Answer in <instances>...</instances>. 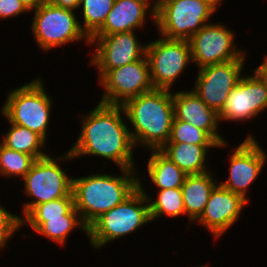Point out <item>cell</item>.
<instances>
[{
	"mask_svg": "<svg viewBox=\"0 0 267 267\" xmlns=\"http://www.w3.org/2000/svg\"><path fill=\"white\" fill-rule=\"evenodd\" d=\"M148 0H115L104 24L92 36H105L134 31L145 23Z\"/></svg>",
	"mask_w": 267,
	"mask_h": 267,
	"instance_id": "18",
	"label": "cell"
},
{
	"mask_svg": "<svg viewBox=\"0 0 267 267\" xmlns=\"http://www.w3.org/2000/svg\"><path fill=\"white\" fill-rule=\"evenodd\" d=\"M248 202L241 195L217 184L211 191L205 209L197 220L215 236L214 238H219L234 224Z\"/></svg>",
	"mask_w": 267,
	"mask_h": 267,
	"instance_id": "16",
	"label": "cell"
},
{
	"mask_svg": "<svg viewBox=\"0 0 267 267\" xmlns=\"http://www.w3.org/2000/svg\"><path fill=\"white\" fill-rule=\"evenodd\" d=\"M221 1L156 0L151 9L162 37L189 40L215 12ZM207 22V23H206Z\"/></svg>",
	"mask_w": 267,
	"mask_h": 267,
	"instance_id": "4",
	"label": "cell"
},
{
	"mask_svg": "<svg viewBox=\"0 0 267 267\" xmlns=\"http://www.w3.org/2000/svg\"><path fill=\"white\" fill-rule=\"evenodd\" d=\"M100 80L105 89L100 102L109 105L122 106L127 100L154 89L146 55L140 60L109 70Z\"/></svg>",
	"mask_w": 267,
	"mask_h": 267,
	"instance_id": "10",
	"label": "cell"
},
{
	"mask_svg": "<svg viewBox=\"0 0 267 267\" xmlns=\"http://www.w3.org/2000/svg\"><path fill=\"white\" fill-rule=\"evenodd\" d=\"M255 70L263 77V79L267 83V56L265 57L263 63L259 65Z\"/></svg>",
	"mask_w": 267,
	"mask_h": 267,
	"instance_id": "33",
	"label": "cell"
},
{
	"mask_svg": "<svg viewBox=\"0 0 267 267\" xmlns=\"http://www.w3.org/2000/svg\"><path fill=\"white\" fill-rule=\"evenodd\" d=\"M29 10L19 0H0V18L18 16Z\"/></svg>",
	"mask_w": 267,
	"mask_h": 267,
	"instance_id": "30",
	"label": "cell"
},
{
	"mask_svg": "<svg viewBox=\"0 0 267 267\" xmlns=\"http://www.w3.org/2000/svg\"><path fill=\"white\" fill-rule=\"evenodd\" d=\"M77 226L88 234V227L82 221L76 208L73 207L66 215H63V218L48 219L35 231L63 245L68 234Z\"/></svg>",
	"mask_w": 267,
	"mask_h": 267,
	"instance_id": "23",
	"label": "cell"
},
{
	"mask_svg": "<svg viewBox=\"0 0 267 267\" xmlns=\"http://www.w3.org/2000/svg\"><path fill=\"white\" fill-rule=\"evenodd\" d=\"M47 1L55 6L72 11L80 7V2H81V0H47Z\"/></svg>",
	"mask_w": 267,
	"mask_h": 267,
	"instance_id": "31",
	"label": "cell"
},
{
	"mask_svg": "<svg viewBox=\"0 0 267 267\" xmlns=\"http://www.w3.org/2000/svg\"><path fill=\"white\" fill-rule=\"evenodd\" d=\"M213 177L210 172L186 175L181 190L190 221L197 220L203 213L211 191L217 185Z\"/></svg>",
	"mask_w": 267,
	"mask_h": 267,
	"instance_id": "20",
	"label": "cell"
},
{
	"mask_svg": "<svg viewBox=\"0 0 267 267\" xmlns=\"http://www.w3.org/2000/svg\"><path fill=\"white\" fill-rule=\"evenodd\" d=\"M32 22V33L39 47L48 51L53 47L82 40L90 44V38L74 11L64 9L46 1L36 8Z\"/></svg>",
	"mask_w": 267,
	"mask_h": 267,
	"instance_id": "7",
	"label": "cell"
},
{
	"mask_svg": "<svg viewBox=\"0 0 267 267\" xmlns=\"http://www.w3.org/2000/svg\"><path fill=\"white\" fill-rule=\"evenodd\" d=\"M7 131L1 144L5 147L31 155L35 160L48 156L41 151L45 145V139L38 133L13 123Z\"/></svg>",
	"mask_w": 267,
	"mask_h": 267,
	"instance_id": "22",
	"label": "cell"
},
{
	"mask_svg": "<svg viewBox=\"0 0 267 267\" xmlns=\"http://www.w3.org/2000/svg\"><path fill=\"white\" fill-rule=\"evenodd\" d=\"M221 145H194L190 143H166L160 151L174 162L187 175L202 174L206 170L205 160L209 147L225 146Z\"/></svg>",
	"mask_w": 267,
	"mask_h": 267,
	"instance_id": "19",
	"label": "cell"
},
{
	"mask_svg": "<svg viewBox=\"0 0 267 267\" xmlns=\"http://www.w3.org/2000/svg\"><path fill=\"white\" fill-rule=\"evenodd\" d=\"M173 105L175 119L205 130L219 145L226 143L217 133L219 114L208 107L193 89L173 94Z\"/></svg>",
	"mask_w": 267,
	"mask_h": 267,
	"instance_id": "17",
	"label": "cell"
},
{
	"mask_svg": "<svg viewBox=\"0 0 267 267\" xmlns=\"http://www.w3.org/2000/svg\"><path fill=\"white\" fill-rule=\"evenodd\" d=\"M151 151L153 152L147 166L152 182L160 190L181 188L187 174L160 150Z\"/></svg>",
	"mask_w": 267,
	"mask_h": 267,
	"instance_id": "21",
	"label": "cell"
},
{
	"mask_svg": "<svg viewBox=\"0 0 267 267\" xmlns=\"http://www.w3.org/2000/svg\"><path fill=\"white\" fill-rule=\"evenodd\" d=\"M134 170L121 169V176L99 173L81 178L72 177L74 207L87 227L139 188V177Z\"/></svg>",
	"mask_w": 267,
	"mask_h": 267,
	"instance_id": "3",
	"label": "cell"
},
{
	"mask_svg": "<svg viewBox=\"0 0 267 267\" xmlns=\"http://www.w3.org/2000/svg\"><path fill=\"white\" fill-rule=\"evenodd\" d=\"M139 188L148 198L151 221L162 215L176 217L181 214H186L181 188L160 190L158 192V198L154 201H150V197L146 194L142 187L140 178Z\"/></svg>",
	"mask_w": 267,
	"mask_h": 267,
	"instance_id": "24",
	"label": "cell"
},
{
	"mask_svg": "<svg viewBox=\"0 0 267 267\" xmlns=\"http://www.w3.org/2000/svg\"><path fill=\"white\" fill-rule=\"evenodd\" d=\"M23 178L26 195L36 198L24 204V217L38 204L73 197L72 178L50 156L36 159Z\"/></svg>",
	"mask_w": 267,
	"mask_h": 267,
	"instance_id": "8",
	"label": "cell"
},
{
	"mask_svg": "<svg viewBox=\"0 0 267 267\" xmlns=\"http://www.w3.org/2000/svg\"><path fill=\"white\" fill-rule=\"evenodd\" d=\"M122 114H125L122 106L99 102L93 111L84 116L76 143L64 158L57 160L67 161L90 154L112 160L120 169H134L132 154L135 146Z\"/></svg>",
	"mask_w": 267,
	"mask_h": 267,
	"instance_id": "1",
	"label": "cell"
},
{
	"mask_svg": "<svg viewBox=\"0 0 267 267\" xmlns=\"http://www.w3.org/2000/svg\"><path fill=\"white\" fill-rule=\"evenodd\" d=\"M234 33L221 24H206L188 40L192 63L200 68L235 59H244L243 50L234 48Z\"/></svg>",
	"mask_w": 267,
	"mask_h": 267,
	"instance_id": "12",
	"label": "cell"
},
{
	"mask_svg": "<svg viewBox=\"0 0 267 267\" xmlns=\"http://www.w3.org/2000/svg\"><path fill=\"white\" fill-rule=\"evenodd\" d=\"M146 57L154 89L170 90L174 81L192 61L188 40L164 37L146 44Z\"/></svg>",
	"mask_w": 267,
	"mask_h": 267,
	"instance_id": "9",
	"label": "cell"
},
{
	"mask_svg": "<svg viewBox=\"0 0 267 267\" xmlns=\"http://www.w3.org/2000/svg\"><path fill=\"white\" fill-rule=\"evenodd\" d=\"M23 5L29 10L32 11L38 8L42 3H45L47 0H19Z\"/></svg>",
	"mask_w": 267,
	"mask_h": 267,
	"instance_id": "32",
	"label": "cell"
},
{
	"mask_svg": "<svg viewBox=\"0 0 267 267\" xmlns=\"http://www.w3.org/2000/svg\"><path fill=\"white\" fill-rule=\"evenodd\" d=\"M94 42L98 45L92 55L91 63L100 72V79L109 70L140 60L146 55V45L142 46L139 43L134 31L91 36V45Z\"/></svg>",
	"mask_w": 267,
	"mask_h": 267,
	"instance_id": "13",
	"label": "cell"
},
{
	"mask_svg": "<svg viewBox=\"0 0 267 267\" xmlns=\"http://www.w3.org/2000/svg\"><path fill=\"white\" fill-rule=\"evenodd\" d=\"M204 1H222V0H204Z\"/></svg>",
	"mask_w": 267,
	"mask_h": 267,
	"instance_id": "34",
	"label": "cell"
},
{
	"mask_svg": "<svg viewBox=\"0 0 267 267\" xmlns=\"http://www.w3.org/2000/svg\"><path fill=\"white\" fill-rule=\"evenodd\" d=\"M74 207V197H63L36 205L25 218H20L21 225L28 224L34 231L48 219L63 218Z\"/></svg>",
	"mask_w": 267,
	"mask_h": 267,
	"instance_id": "25",
	"label": "cell"
},
{
	"mask_svg": "<svg viewBox=\"0 0 267 267\" xmlns=\"http://www.w3.org/2000/svg\"><path fill=\"white\" fill-rule=\"evenodd\" d=\"M21 217L13 215L0 205V249L21 225Z\"/></svg>",
	"mask_w": 267,
	"mask_h": 267,
	"instance_id": "29",
	"label": "cell"
},
{
	"mask_svg": "<svg viewBox=\"0 0 267 267\" xmlns=\"http://www.w3.org/2000/svg\"><path fill=\"white\" fill-rule=\"evenodd\" d=\"M125 116L135 131H130L134 146L160 150L171 133L174 116L171 90L153 89L127 100L122 105Z\"/></svg>",
	"mask_w": 267,
	"mask_h": 267,
	"instance_id": "2",
	"label": "cell"
},
{
	"mask_svg": "<svg viewBox=\"0 0 267 267\" xmlns=\"http://www.w3.org/2000/svg\"><path fill=\"white\" fill-rule=\"evenodd\" d=\"M150 221L148 198L138 188L124 202L98 217L88 227L87 236L92 247L102 248L106 243L126 236Z\"/></svg>",
	"mask_w": 267,
	"mask_h": 267,
	"instance_id": "5",
	"label": "cell"
},
{
	"mask_svg": "<svg viewBox=\"0 0 267 267\" xmlns=\"http://www.w3.org/2000/svg\"><path fill=\"white\" fill-rule=\"evenodd\" d=\"M253 73L248 77L242 76L230 92L219 120L245 121L267 108V83L255 69Z\"/></svg>",
	"mask_w": 267,
	"mask_h": 267,
	"instance_id": "14",
	"label": "cell"
},
{
	"mask_svg": "<svg viewBox=\"0 0 267 267\" xmlns=\"http://www.w3.org/2000/svg\"><path fill=\"white\" fill-rule=\"evenodd\" d=\"M245 59H235L202 67L193 90L200 99L220 114L230 92L241 79Z\"/></svg>",
	"mask_w": 267,
	"mask_h": 267,
	"instance_id": "11",
	"label": "cell"
},
{
	"mask_svg": "<svg viewBox=\"0 0 267 267\" xmlns=\"http://www.w3.org/2000/svg\"><path fill=\"white\" fill-rule=\"evenodd\" d=\"M167 143H190L194 145H219L205 130L189 122L174 118Z\"/></svg>",
	"mask_w": 267,
	"mask_h": 267,
	"instance_id": "27",
	"label": "cell"
},
{
	"mask_svg": "<svg viewBox=\"0 0 267 267\" xmlns=\"http://www.w3.org/2000/svg\"><path fill=\"white\" fill-rule=\"evenodd\" d=\"M266 157L256 139L249 135L230 155V175L220 185L248 201L246 190L256 180Z\"/></svg>",
	"mask_w": 267,
	"mask_h": 267,
	"instance_id": "15",
	"label": "cell"
},
{
	"mask_svg": "<svg viewBox=\"0 0 267 267\" xmlns=\"http://www.w3.org/2000/svg\"><path fill=\"white\" fill-rule=\"evenodd\" d=\"M41 80L10 91L1 112L9 123L26 127L46 140L52 102Z\"/></svg>",
	"mask_w": 267,
	"mask_h": 267,
	"instance_id": "6",
	"label": "cell"
},
{
	"mask_svg": "<svg viewBox=\"0 0 267 267\" xmlns=\"http://www.w3.org/2000/svg\"><path fill=\"white\" fill-rule=\"evenodd\" d=\"M35 159L28 154L11 150L0 143V174L4 176H21L30 171Z\"/></svg>",
	"mask_w": 267,
	"mask_h": 267,
	"instance_id": "28",
	"label": "cell"
},
{
	"mask_svg": "<svg viewBox=\"0 0 267 267\" xmlns=\"http://www.w3.org/2000/svg\"><path fill=\"white\" fill-rule=\"evenodd\" d=\"M115 0H81L84 27L82 30L90 38L103 24Z\"/></svg>",
	"mask_w": 267,
	"mask_h": 267,
	"instance_id": "26",
	"label": "cell"
}]
</instances>
